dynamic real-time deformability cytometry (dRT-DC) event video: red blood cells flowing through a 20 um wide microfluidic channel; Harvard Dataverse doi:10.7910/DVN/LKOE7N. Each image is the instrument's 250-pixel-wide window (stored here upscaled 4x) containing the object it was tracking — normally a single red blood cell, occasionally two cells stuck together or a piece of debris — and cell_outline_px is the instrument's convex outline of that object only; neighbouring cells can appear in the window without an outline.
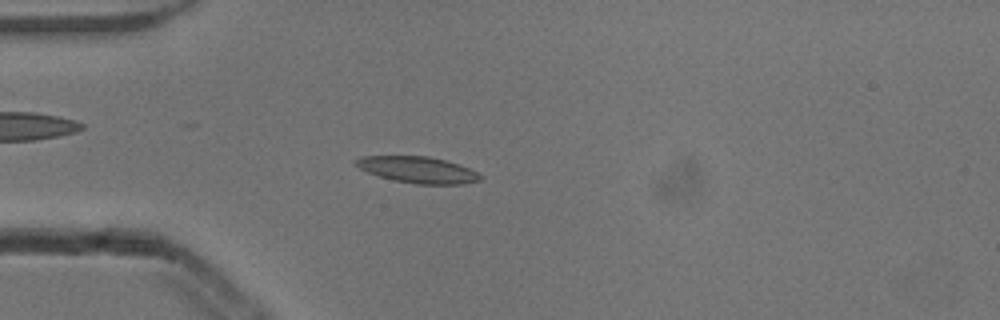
{"species": "common noctule bat (a hibernating species)", "species_latin": "Nyctalus noctula", "temperature_condition": "cold", "stored_images_in_passage": 52, "camera_frame_rate_fps": 3000, "um_per_image_px": 0.085, "animal": {"sex": "male", "body_mass_g": 13.3}, "frame": {"image": 1, "passage_image": 14, "time_ms": 4.333, "image_size_px": [1000, 320], "cell_outline_px": [[480, 180], [460, 184], [416, 184], [396, 180], [380, 176], [368, 172], [352, 164], [360, 156], [428, 156], [444, 160], [468, 168], [476, 172], [480, 176]], "centroid_in_image_um": [35.46, 14.42], "position_along_channel_um": 49.5, "area_um2": 18.73}}
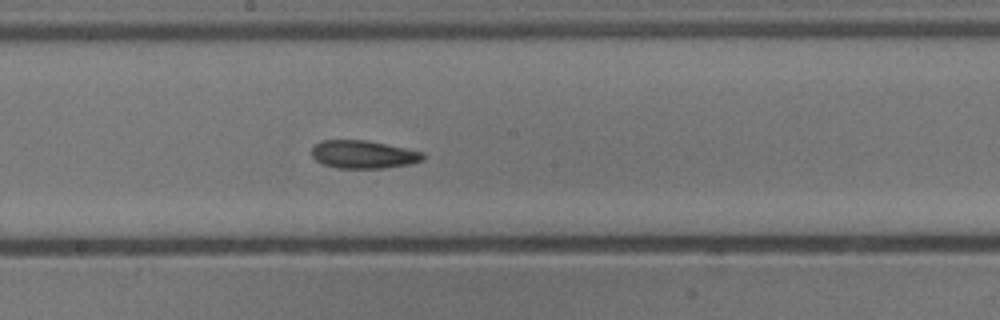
{"frame": {"image": 2, "passage_image": 28, "time_ms": 9.0, "image_size_px": [1000, 320], "cell_outline_px": [[424, 160], [412, 164], [384, 168], [336, 168], [324, 164], [316, 160], [312, 156], [312, 148], [320, 140], [368, 140], [424, 152]], "centroid_in_image_um": [30.91, 13.13], "position_along_channel_um": 217.3, "area_um2": 18.26}}
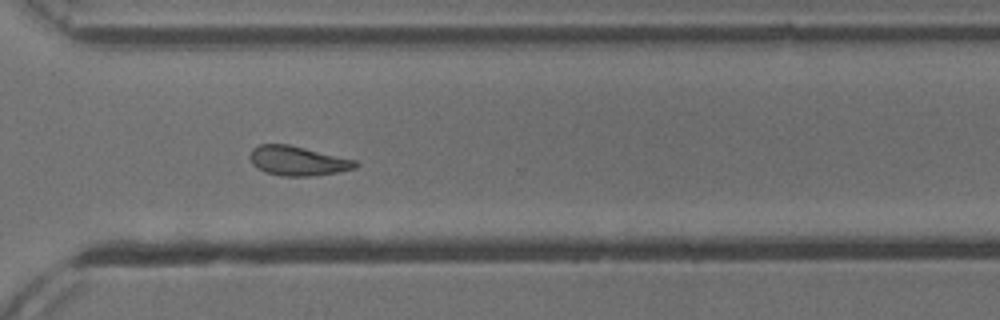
{"frame": {"image": 3, "passage_image": 38, "time_ms": 12.333, "image_size_px": [1000, 320], "cell_outline_px": [[360, 164], [356, 168], [336, 172], [312, 176], [280, 176], [264, 172], [256, 168], [252, 164], [248, 156], [252, 148], [260, 144], [288, 144], [356, 160]], "centroid_in_image_um": [25.27, 13.67], "position_along_channel_um": 345.3, "area_um2": 18.26}, "authors_computed_cell_mechanics": {"area_um2": 18.2648, "velocity_mm_per_s": 3.8513, "shape_relaxation_time_tau1_ms": null, "shape_relaxation_time_tau2_ms": 8.6121, "deformation_change_tau1": null, "deformation_change_tau2": 0.1893}}